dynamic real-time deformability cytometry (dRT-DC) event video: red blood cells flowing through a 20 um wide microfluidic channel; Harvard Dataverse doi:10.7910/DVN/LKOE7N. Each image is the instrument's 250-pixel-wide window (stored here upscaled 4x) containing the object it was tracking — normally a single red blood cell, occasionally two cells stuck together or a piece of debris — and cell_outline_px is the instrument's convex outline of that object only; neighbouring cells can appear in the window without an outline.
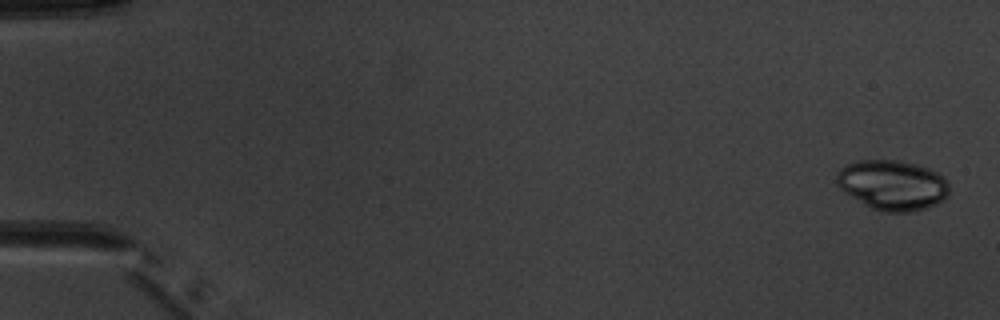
{"species": "common noctule bat (a hibernating species)", "species_latin": "Nyctalus noctula", "temperature_condition": "warm", "stored_images_in_passage": 6, "camera_frame_rate_fps": 3000, "um_per_image_px": 0.085, "animal": {"sex": "male", "body_mass_g": 20.1, "forearm_length_mm": 53.5}, "frame": {"image": 1, "passage_image": 1, "time_ms": 0.0, "image_size_px": [1000, 320], "cell_outline_px": [[948, 196], [944, 200], [928, 208], [912, 212], [884, 212], [872, 208], [864, 204], [844, 192], [836, 184], [836, 176], [840, 168], [856, 160], [900, 160], [916, 164], [928, 168], [944, 176], [948, 180]], "centroid_in_image_um": [75.88, 15.73], "position_along_channel_um": 9.1, "area_um2": 33.12}}
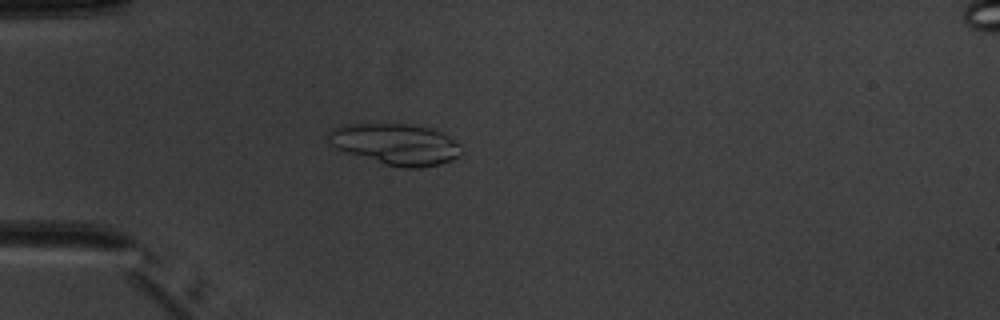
{"frame": {"image": 2, "passage_image": 5, "time_ms": 4.667, "image_size_px": [1000, 320], "cell_outline_px": [[460, 156], [440, 164], [420, 168], [404, 168], [384, 164], [336, 148], [324, 136], [324, 132], [332, 128], [348, 124], [408, 124], [428, 128], [440, 132], [448, 136], [460, 144]], "centroid_in_image_um": [33.6, 12.25], "position_along_channel_um": 51.4, "area_um2": 31.73}}